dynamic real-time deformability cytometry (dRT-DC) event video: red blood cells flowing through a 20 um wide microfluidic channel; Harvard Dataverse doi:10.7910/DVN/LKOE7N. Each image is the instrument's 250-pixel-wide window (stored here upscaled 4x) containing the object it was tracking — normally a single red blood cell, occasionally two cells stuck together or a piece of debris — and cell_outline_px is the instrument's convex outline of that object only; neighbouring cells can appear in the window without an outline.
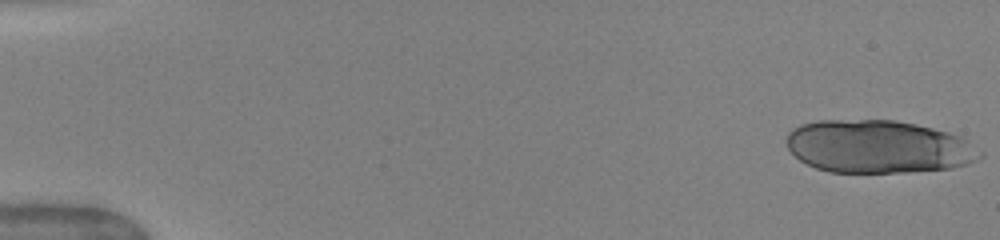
{"species": "human", "species_latin": "Homo sapiens", "temperature_condition": "warm", "stored_images_in_passage": 51, "camera_frame_rate_fps": 3000, "um_per_image_px": 0.085, "donor": {"sex": "female"}, "frame": {"image": 1, "passage_image": 1, "time_ms": 0.0, "image_size_px": [1000, 240], "cell_outline_px": [[984, 156], [968, 164], [952, 168], [908, 172], [828, 172], [816, 168], [800, 160], [788, 148], [788, 132], [792, 128], [800, 124], [816, 120], [896, 120], [916, 124], [948, 132], [960, 136], [968, 140], [984, 152]], "centroid_in_image_um": [74.69, 12.46], "position_along_channel_um": 10.3, "area_um2": 60.0}}
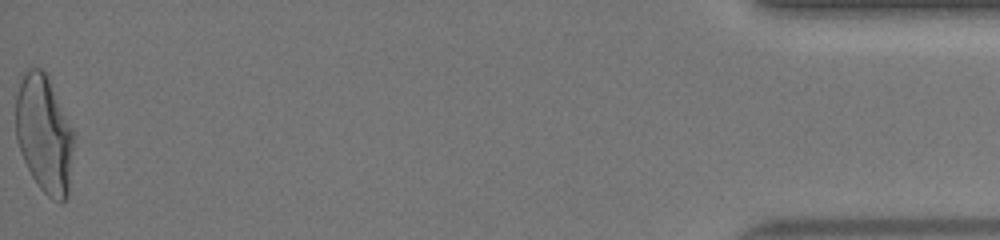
{"frame": {"image": 2, "passage_image": 51, "time_ms": 16.667, "image_size_px": [1000, 240], "cell_outline_px": [[76, 136], [68, 196], [60, 204], [52, 200], [40, 188], [32, 176], [20, 152], [16, 136], [16, 96], [20, 72], [28, 68], [44, 68], [76, 132]], "centroid_in_image_um": [3.79, 11.36], "position_along_channel_um": 431.4, "area_um2": 41.1}, "authors_computed_cell_mechanics": {"area_um2": 37.57, "velocity_mm_per_s": 4.0448, "shape_relaxation_time_tau1_ms": 5.3246, "shape_relaxation_time_tau2_ms": 0.8957, "deformation_change_tau1": 0.2296, "deformation_change_tau2": 0.0772}}